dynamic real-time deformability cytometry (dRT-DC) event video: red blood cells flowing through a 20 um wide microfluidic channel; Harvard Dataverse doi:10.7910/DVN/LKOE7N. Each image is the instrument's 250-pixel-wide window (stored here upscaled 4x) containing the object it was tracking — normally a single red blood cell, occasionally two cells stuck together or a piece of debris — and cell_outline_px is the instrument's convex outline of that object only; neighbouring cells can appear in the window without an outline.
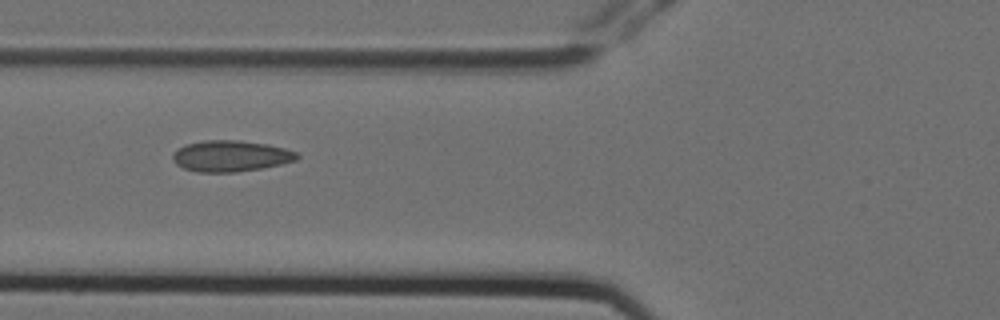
{"species": "Egyptian fruit bat (a non-hibernating species)", "species_latin": "Rousettus aegyptiacus", "temperature_condition": "cold", "stored_images_in_passage": 6, "camera_frame_rate_fps": 3000, "um_per_image_px": 0.085, "animal": {"sex": "female"}, "frame": {"image": 1, "passage_image": 5, "time_ms": 1.333, "image_size_px": [1000, 320], "cell_outline_px": [[300, 156], [296, 160], [264, 168], [236, 172], [196, 172], [184, 168], [176, 164], [172, 160], [172, 152], [176, 148], [184, 144], [204, 140], [240, 140], [268, 144], [284, 148], [296, 152]], "centroid_in_image_um": [19.57, 13.25], "position_along_channel_um": 106.2, "area_um2": 22.83}}
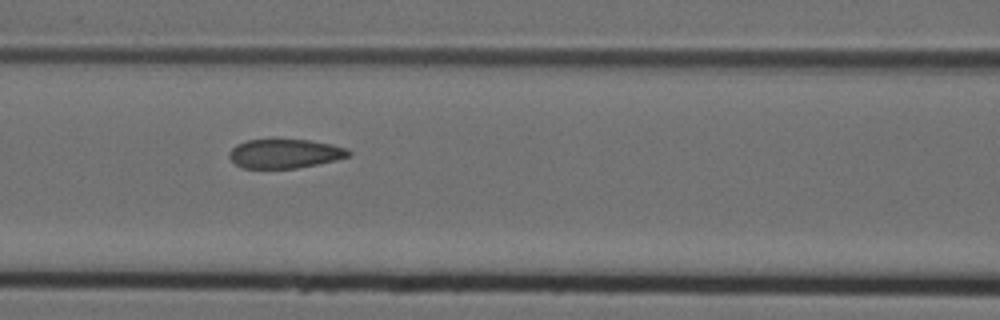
{"frame": {"image": 2, "passage_image": 6, "time_ms": 1.667, "image_size_px": [1000, 320], "cell_outline_px": [[352, 152], [348, 156], [336, 160], [296, 168], [244, 168], [236, 164], [228, 156], [228, 152], [236, 144], [244, 140], [276, 136], [308, 140], [332, 144], [348, 148]], "centroid_in_image_um": [24.17, 13.0], "position_along_channel_um": 142.4, "area_um2": 21.1}}